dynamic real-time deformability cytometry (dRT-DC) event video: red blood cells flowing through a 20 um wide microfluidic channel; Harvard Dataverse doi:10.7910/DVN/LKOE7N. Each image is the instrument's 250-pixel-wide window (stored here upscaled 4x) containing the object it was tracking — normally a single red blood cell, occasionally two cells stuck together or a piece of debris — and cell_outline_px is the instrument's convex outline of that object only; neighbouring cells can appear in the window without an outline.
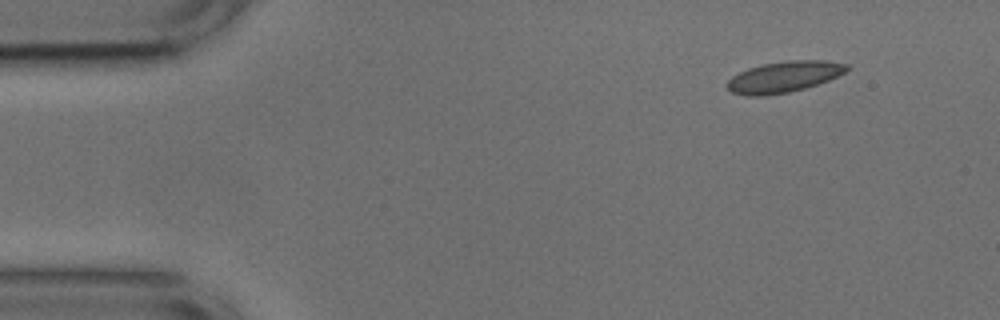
{"species": "common noctule bat (a hibernating species)", "species_latin": "Nyctalus noctula", "temperature_condition": "cold", "stored_images_in_passage": 49, "camera_frame_rate_fps": 3000, "um_per_image_px": 0.085, "animal": {"sex": "male", "body_mass_g": 17.9, "forearm_length_mm": 54.2}, "frame": {"image": 1, "passage_image": 1, "time_ms": 0.0, "image_size_px": [1000, 320], "cell_outline_px": [[848, 68], [844, 72], [828, 80], [804, 88], [788, 92], [764, 96], [748, 96], [732, 92], [724, 84], [732, 76], [748, 68], [764, 64], [784, 60], [824, 60], [848, 64]], "centroid_in_image_um": [66.59, 6.53], "position_along_channel_um": 18.4, "area_um2": 21.5}}
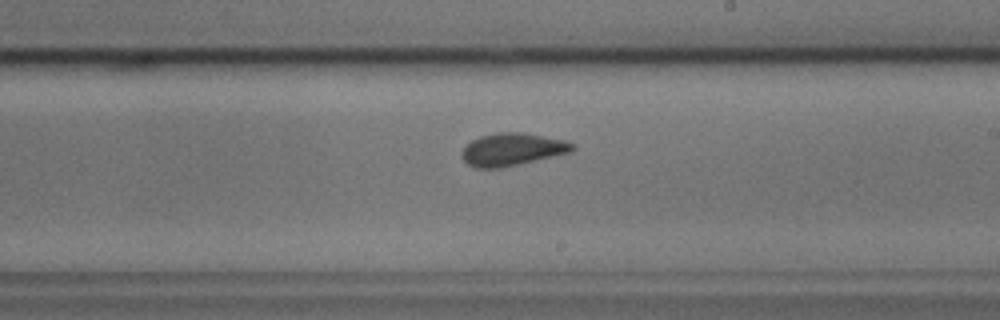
{"frame": {"image": 2, "passage_image": 26, "time_ms": 8.333, "image_size_px": [1000, 320], "cell_outline_px": [[576, 148], [572, 152], [500, 168], [476, 168], [468, 164], [460, 156], [460, 152], [472, 140], [480, 136], [500, 132], [524, 132], [564, 140], [572, 144]], "centroid_in_image_um": [43.52, 12.7], "position_along_channel_um": 245.5, "area_um2": 20.92}}
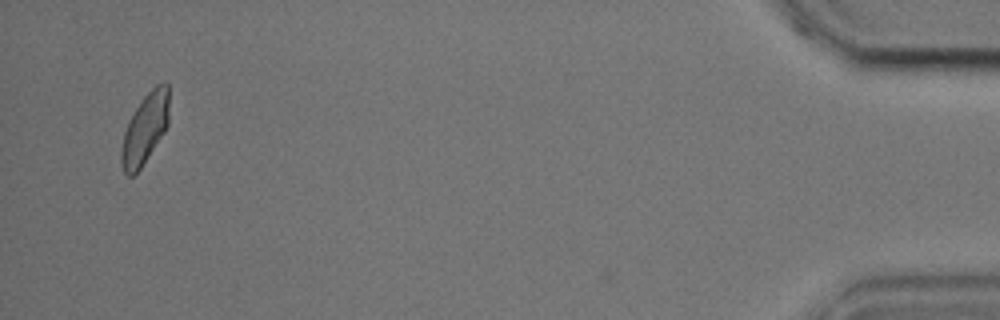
{"frame": {"image": 3, "passage_image": 47, "time_ms": 15.333, "image_size_px": [1000, 320], "cell_outline_px": [[168, 124], [164, 132], [140, 168], [132, 176], [128, 176], [124, 172], [120, 160], [120, 152], [124, 132], [128, 120], [144, 96], [156, 84], [164, 80], [168, 84]], "centroid_in_image_um": [12.31, 10.92], "position_along_channel_um": 422.9, "area_um2": 19.42}, "authors_computed_cell_mechanics": {"area_um2": 20.808, "velocity_mm_per_s": 3.7262, "shape_relaxation_time_tau1_ms": 3.6689, "shape_relaxation_time_tau2_ms": 0.7635, "deformation_change_tau1": 0.0959, "deformation_change_tau2": 0.0371}}